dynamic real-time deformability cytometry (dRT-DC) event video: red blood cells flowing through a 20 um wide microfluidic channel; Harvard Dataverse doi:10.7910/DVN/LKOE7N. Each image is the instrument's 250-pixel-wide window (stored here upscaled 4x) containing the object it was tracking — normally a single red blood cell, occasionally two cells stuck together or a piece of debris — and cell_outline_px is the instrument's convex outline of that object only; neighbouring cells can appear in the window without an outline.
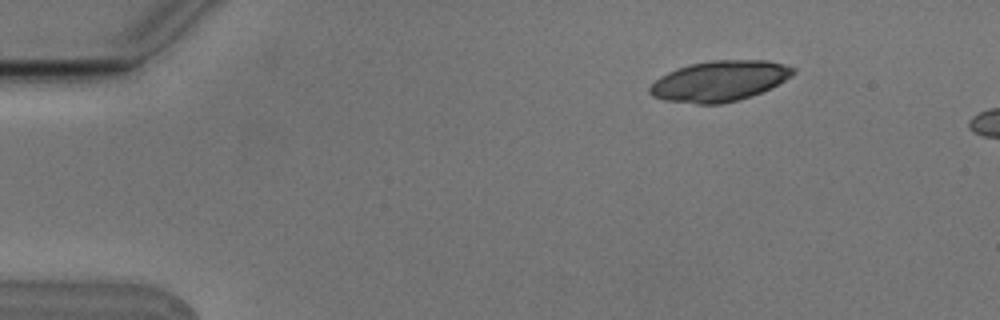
{"species": "Egyptian fruit bat (a non-hibernating species)", "species_latin": "Rousettus aegyptiacus", "temperature_condition": "cold", "stored_images_in_passage": 3, "camera_frame_rate_fps": 3000, "um_per_image_px": 0.085, "animal": {"sex": "male"}, "frame": {"image": 1, "passage_image": 2, "time_ms": 0.333, "image_size_px": [1000, 320], "cell_outline_px": [[796, 72], [792, 76], [760, 92], [736, 100], [720, 104], [696, 104], [664, 100], [652, 96], [648, 92], [648, 88], [660, 76], [676, 68], [688, 64], [708, 60], [768, 60], [784, 64], [796, 68]], "centroid_in_image_um": [61.12, 6.87], "position_along_channel_um": 23.9, "area_um2": 33.81}}